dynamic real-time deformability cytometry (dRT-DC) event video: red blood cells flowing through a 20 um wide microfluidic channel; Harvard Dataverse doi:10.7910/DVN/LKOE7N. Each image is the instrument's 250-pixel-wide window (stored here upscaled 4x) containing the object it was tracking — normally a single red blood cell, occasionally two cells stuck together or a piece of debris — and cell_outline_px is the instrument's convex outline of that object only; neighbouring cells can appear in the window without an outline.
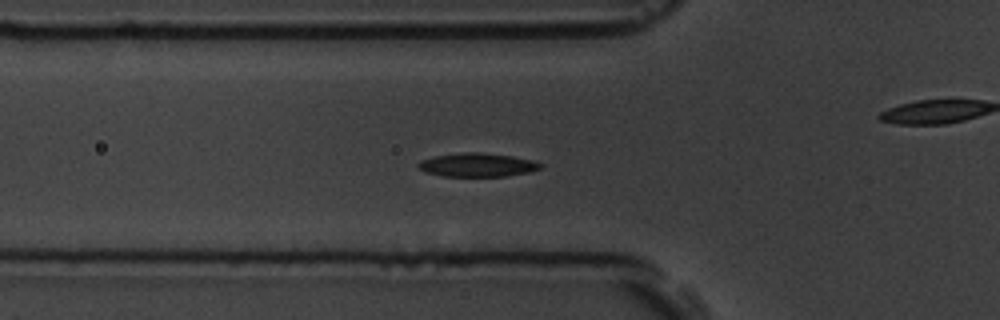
{"species": "common noctule bat (a hibernating species)", "species_latin": "Nyctalus noctula", "temperature_condition": "room temperature", "stored_images_in_passage": 41, "camera_frame_rate_fps": 3000, "um_per_image_px": 0.085, "animal": {"sex": "male", "body_mass_g": 19.5, "forearm_length_mm": 54.6}, "frame": {"image": 1, "passage_image": 2, "time_ms": 0.333, "image_size_px": [1000, 320], "cell_outline_px": [[544, 164], [540, 168], [528, 172], [508, 176], [444, 176], [424, 172], [416, 164], [420, 160], [436, 156], [464, 152], [476, 152], [512, 156], [536, 160]], "centroid_in_image_um": [40.6, 14.02], "position_along_channel_um": 85.2, "area_um2": 16.82}}
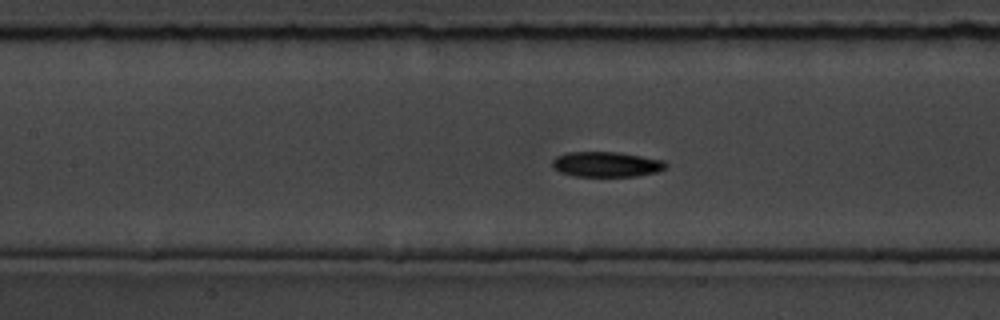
{"frame": {"image": 2, "passage_image": 8, "time_ms": 2.333, "image_size_px": [1000, 320], "cell_outline_px": [[668, 164], [664, 168], [656, 172], [636, 176], [576, 176], [560, 172], [552, 168], [552, 160], [556, 156], [568, 152], [616, 152], [664, 160]], "centroid_in_image_um": [51.51, 13.96], "position_along_channel_um": 155.9, "area_um2": 16.59}}
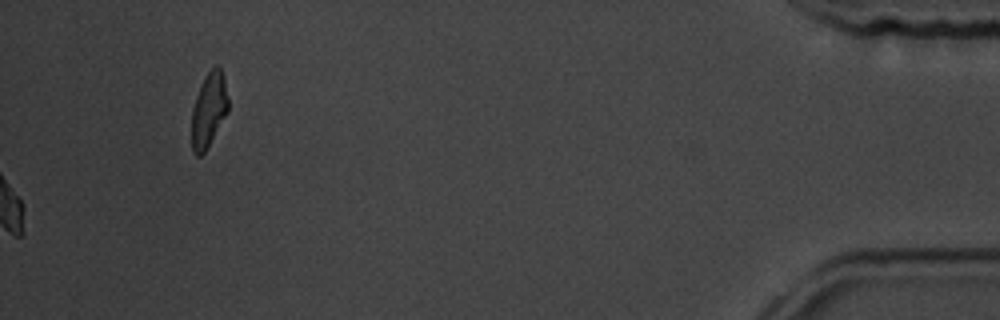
{"frame": {"image": 3, "passage_image": 41, "time_ms": 13.333, "image_size_px": [1000, 320], "cell_outline_px": [[228, 112], [204, 152], [200, 156], [196, 156], [192, 152], [192, 108], [196, 96], [208, 72], [216, 64], [220, 68], [224, 76], [228, 100]], "centroid_in_image_um": [17.75, 9.35], "position_along_channel_um": 417.5, "area_um2": 15.61}}